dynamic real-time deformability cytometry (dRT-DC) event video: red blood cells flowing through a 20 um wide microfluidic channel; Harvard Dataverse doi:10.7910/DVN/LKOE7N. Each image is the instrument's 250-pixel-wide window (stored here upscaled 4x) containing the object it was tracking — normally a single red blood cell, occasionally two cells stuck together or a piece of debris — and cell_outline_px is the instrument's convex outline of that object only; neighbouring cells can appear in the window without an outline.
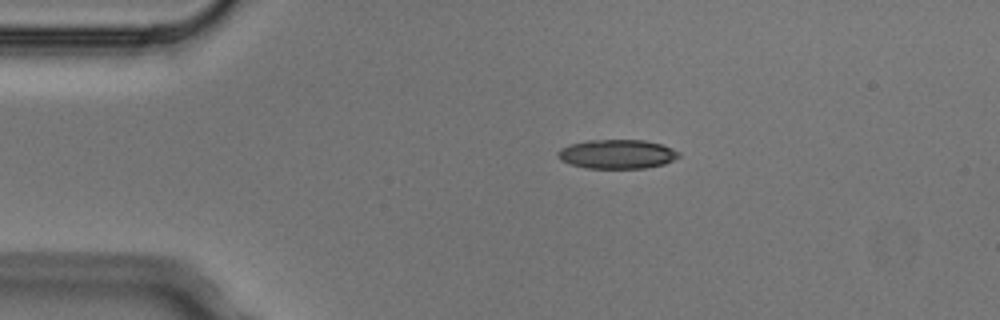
{"species": "Egyptian fruit bat (a non-hibernating species)", "species_latin": "Rousettus aegyptiacus", "temperature_condition": "cold", "stored_images_in_passage": 3, "camera_frame_rate_fps": 3000, "um_per_image_px": 0.085, "animal": {"sex": "male"}, "frame": {"image": 1, "passage_image": 2, "time_ms": 0.333, "image_size_px": [1000, 320], "cell_outline_px": [[680, 156], [664, 164], [648, 168], [584, 168], [560, 160], [556, 152], [560, 148], [572, 144], [588, 140], [644, 140], [660, 144], [672, 148], [680, 152]], "centroid_in_image_um": [52.45, 13.1], "position_along_channel_um": 32.5, "area_um2": 20.52}}